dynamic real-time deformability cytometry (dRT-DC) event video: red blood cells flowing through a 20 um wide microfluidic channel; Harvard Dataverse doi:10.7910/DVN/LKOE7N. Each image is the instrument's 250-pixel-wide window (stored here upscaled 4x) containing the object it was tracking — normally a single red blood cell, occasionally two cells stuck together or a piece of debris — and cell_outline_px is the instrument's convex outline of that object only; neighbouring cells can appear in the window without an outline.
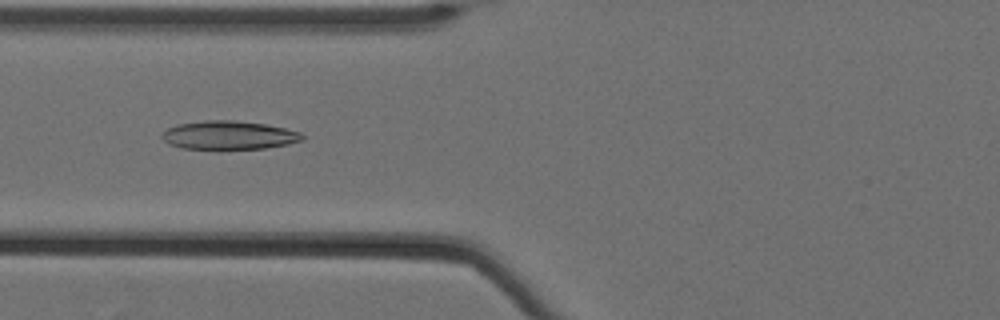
{"species": "Egyptian fruit bat (a non-hibernating species)", "species_latin": "Rousettus aegyptiacus", "temperature_condition": "cold", "stored_images_in_passage": 56, "camera_frame_rate_fps": 3000, "um_per_image_px": 0.085, "animal": {"sex": "female"}, "frame": {"image": 1, "passage_image": 23, "time_ms": 7.333, "image_size_px": [1000, 320], "cell_outline_px": [[304, 140], [288, 144], [264, 148], [216, 152], [180, 148], [168, 144], [160, 136], [168, 128], [176, 124], [204, 120], [232, 120], [264, 124], [284, 128], [300, 132], [304, 136]], "centroid_in_image_um": [19.4, 11.54], "position_along_channel_um": 106.4, "area_um2": 24.33}}
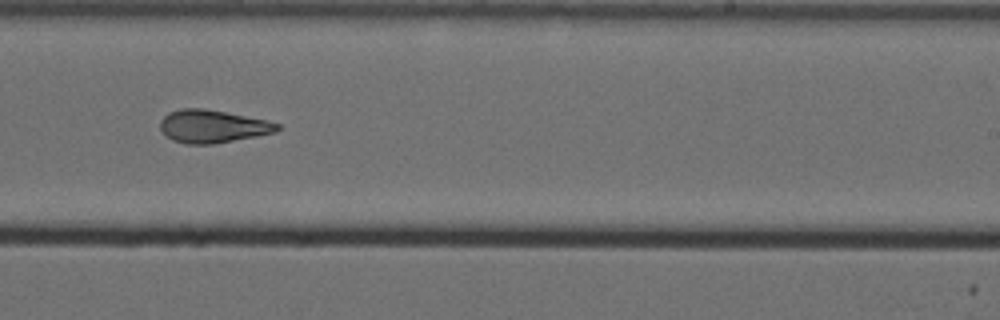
{"frame": {"image": 2, "passage_image": 37, "time_ms": 12.0, "image_size_px": [1000, 320], "cell_outline_px": [[280, 128], [276, 132], [256, 136], [212, 144], [188, 144], [172, 140], [160, 128], [160, 120], [168, 112], [184, 108], [204, 108], [264, 120], [280, 124]], "centroid_in_image_um": [18.04, 10.74], "position_along_channel_um": 271.0, "area_um2": 22.08}}
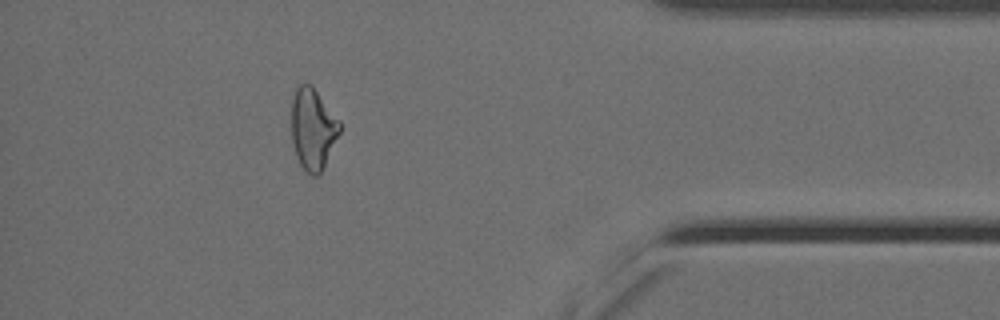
{"frame": {"image": 3, "passage_image": 51, "time_ms": 16.667, "image_size_px": [1000, 320], "cell_outline_px": [[340, 132], [324, 168], [316, 176], [312, 176], [300, 164], [296, 156], [292, 140], [292, 100], [296, 88], [300, 84], [312, 84], [340, 120]], "centroid_in_image_um": [26.61, 10.94], "position_along_channel_um": 408.6, "area_um2": 22.89}, "authors_computed_cell_mechanics": {"area_um2": 23.4668, "velocity_mm_per_s": 3.5066, "shape_relaxation_time_tau1_ms": null, "shape_relaxation_time_tau2_ms": 3.8627, "deformation_change_tau1": null, "deformation_change_tau2": 0.1249}}